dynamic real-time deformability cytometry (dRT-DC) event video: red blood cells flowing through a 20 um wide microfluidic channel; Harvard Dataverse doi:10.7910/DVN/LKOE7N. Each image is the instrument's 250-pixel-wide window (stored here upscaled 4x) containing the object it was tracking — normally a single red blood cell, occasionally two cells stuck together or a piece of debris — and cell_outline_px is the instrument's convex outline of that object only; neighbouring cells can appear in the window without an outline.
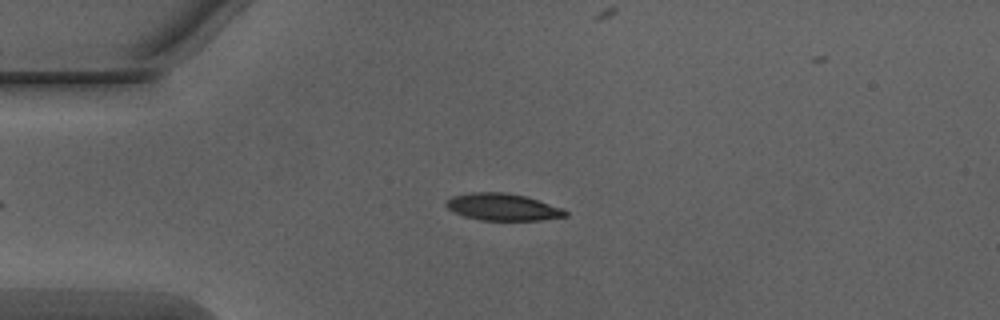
{"species": "Egyptian fruit bat (a non-hibernating species)", "species_latin": "Rousettus aegyptiacus", "temperature_condition": "warm", "stored_images_in_passage": 34, "camera_frame_rate_fps": 3000, "um_per_image_px": 0.085, "animal": {"sex": "male"}, "frame": {"image": 1, "passage_image": 3, "time_ms": 0.667, "image_size_px": [1000, 320], "cell_outline_px": [[568, 216], [540, 220], [480, 220], [464, 216], [448, 208], [444, 204], [452, 196], [468, 192], [504, 192], [528, 196], [560, 208], [568, 212]], "centroid_in_image_um": [42.72, 17.59], "position_along_channel_um": 42.3, "area_um2": 18.73}}
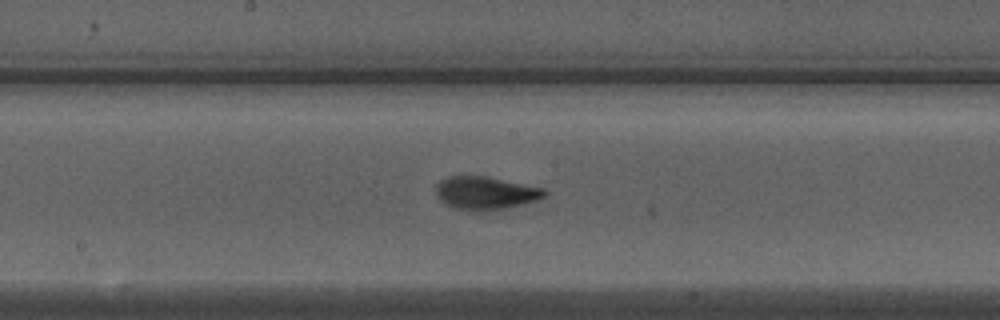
{"frame": {"image": 2, "passage_image": 17, "time_ms": 5.333, "image_size_px": [1000, 320], "cell_outline_px": [[548, 192], [544, 196], [536, 200], [524, 204], [484, 212], [468, 212], [452, 208], [444, 204], [436, 196], [436, 184], [440, 180], [448, 176], [484, 176], [544, 188]], "centroid_in_image_um": [41.21, 16.43], "position_along_channel_um": 207.0, "area_um2": 21.21}}
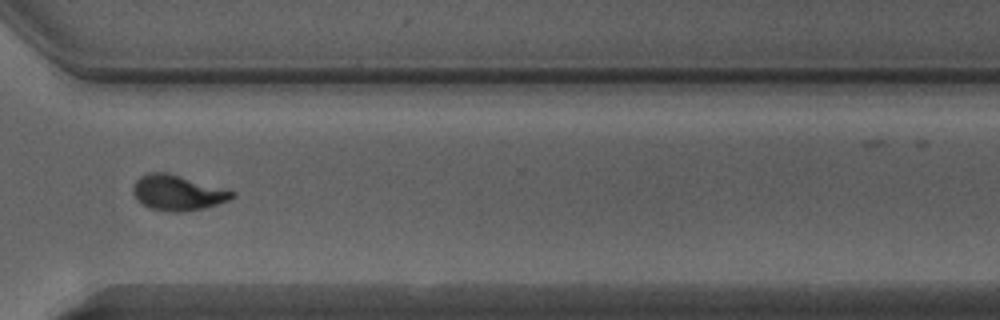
{"frame": {"image": 3, "passage_image": 28, "time_ms": 9.0, "image_size_px": [1000, 320], "cell_outline_px": [[236, 196], [228, 200], [204, 208], [180, 212], [172, 212], [148, 208], [136, 200], [132, 192], [132, 188], [136, 180], [140, 176], [148, 172], [168, 172], [236, 192]], "centroid_in_image_um": [15.05, 16.38], "position_along_channel_um": 355.5, "area_um2": 20.46}, "authors_computed_cell_mechanics": {"area_um2": 19.652, "velocity_mm_per_s": 4.0543, "shape_relaxation_time_tau1_ms": 2.4607, "shape_relaxation_time_tau2_ms": 1.1354, "deformation_change_tau1": 0.1736, "deformation_change_tau2": 0.0719}}